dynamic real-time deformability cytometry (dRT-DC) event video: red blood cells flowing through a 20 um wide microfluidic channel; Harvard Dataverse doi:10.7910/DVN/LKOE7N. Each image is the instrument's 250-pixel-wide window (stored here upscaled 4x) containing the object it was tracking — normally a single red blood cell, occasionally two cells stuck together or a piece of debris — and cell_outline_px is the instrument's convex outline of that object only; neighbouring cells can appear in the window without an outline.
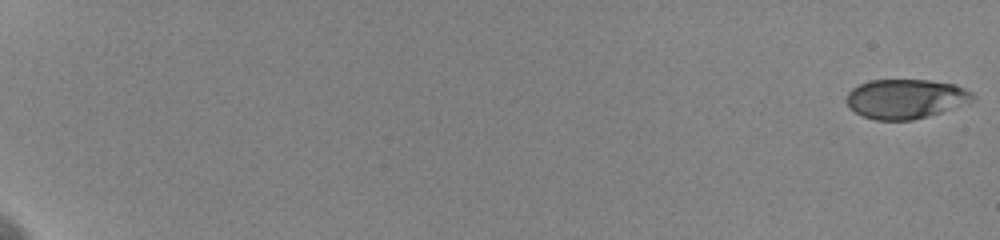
{"species": "human", "species_latin": "Homo sapiens", "temperature_condition": "cold", "stored_images_in_passage": 11, "camera_frame_rate_fps": 3000, "um_per_image_px": 0.085, "donor": {"sex": "female"}, "frame": {"image": 1, "passage_image": 1, "time_ms": 0.0, "image_size_px": [1000, 240], "cell_outline_px": [[976, 96], [972, 100], [940, 112], [912, 120], [876, 120], [864, 116], [856, 112], [848, 104], [848, 92], [852, 88], [868, 80], [928, 80], [956, 84], [972, 92]], "centroid_in_image_um": [76.98, 8.38], "position_along_channel_um": 8.0, "area_um2": 28.61}}
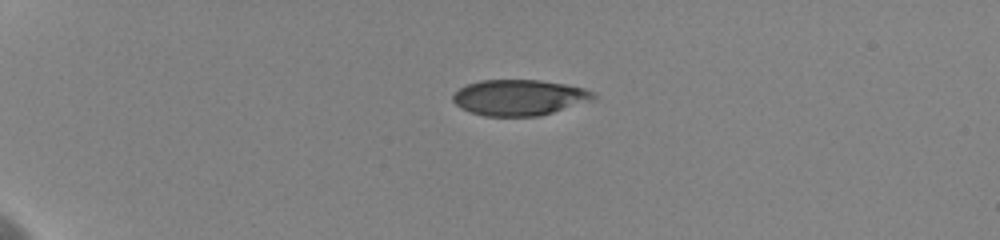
{"frame": {"image": 2, "passage_image": 6, "time_ms": 5.333, "image_size_px": [1000, 240], "cell_outline_px": [[596, 96], [552, 112], [536, 116], [484, 116], [460, 108], [452, 100], [452, 96], [460, 88], [468, 84], [480, 80], [540, 80], [564, 84], [584, 88], [592, 92]], "centroid_in_image_um": [44.03, 8.28], "position_along_channel_um": 41.0, "area_um2": 28.61}}
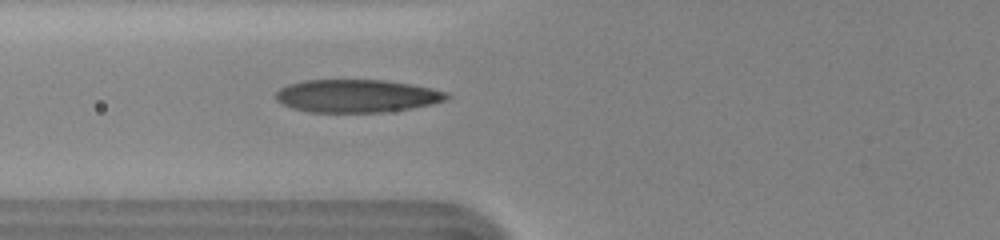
{"frame": {"image": 3, "passage_image": 11, "time_ms": 8.667, "image_size_px": [1000, 240], "cell_outline_px": [[452, 96], [444, 100], [432, 104], [412, 108], [384, 112], [308, 112], [292, 108], [276, 100], [276, 92], [280, 88], [288, 84], [304, 80], [384, 80], [412, 84], [432, 88], [448, 92]], "centroid_in_image_um": [30.35, 8.15], "position_along_channel_um": 95.5, "area_um2": 32.89}}